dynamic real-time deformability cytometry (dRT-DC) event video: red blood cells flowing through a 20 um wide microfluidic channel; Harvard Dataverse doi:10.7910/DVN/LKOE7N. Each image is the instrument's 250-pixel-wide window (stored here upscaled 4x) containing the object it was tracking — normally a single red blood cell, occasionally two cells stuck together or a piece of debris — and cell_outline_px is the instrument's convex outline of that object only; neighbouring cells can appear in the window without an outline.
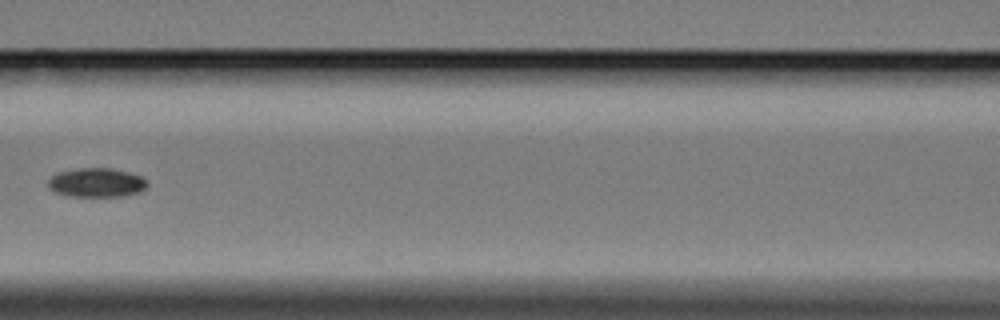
{"species": "Egyptian fruit bat (a non-hibernating species)", "species_latin": "Rousettus aegyptiacus", "temperature_condition": "cold", "stored_images_in_passage": 12, "segment_of_instrument_passage": [1, 2], "camera_frame_rate_fps": 3000, "um_per_image_px": 0.085, "animal": {"sex": "female"}, "frame": {"image": 1, "passage_image": 3, "time_ms": 2.667, "image_size_px": [1000, 320], "cell_outline_px": [[148, 184], [140, 192], [124, 196], [68, 196], [56, 192], [48, 188], [48, 180], [52, 176], [60, 172], [80, 168], [112, 168], [128, 172], [140, 176], [148, 180]], "centroid_in_image_um": [8.22, 15.52], "position_along_channel_um": 158.4, "area_um2": 16.76}}
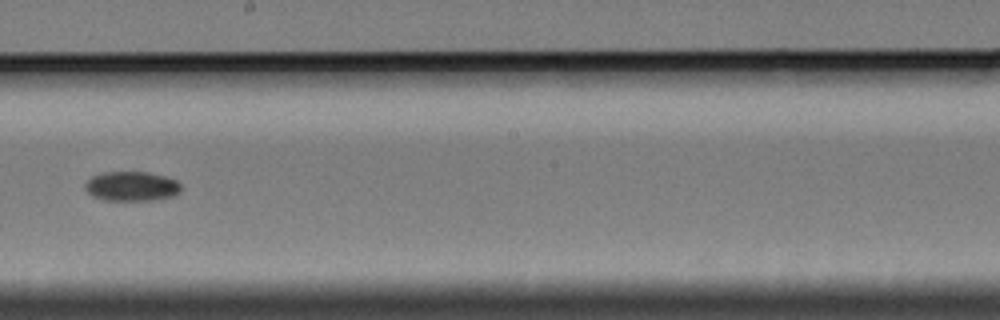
{"frame": {"image": 2, "passage_image": 5, "time_ms": 5.0, "image_size_px": [1000, 320], "cell_outline_px": [[180, 192], [172, 196], [156, 200], [104, 200], [92, 196], [84, 188], [84, 184], [92, 176], [104, 172], [148, 172], [164, 176], [176, 180], [180, 184]], "centroid_in_image_um": [11.17, 15.83], "position_along_channel_um": 237.0, "area_um2": 16.53}}
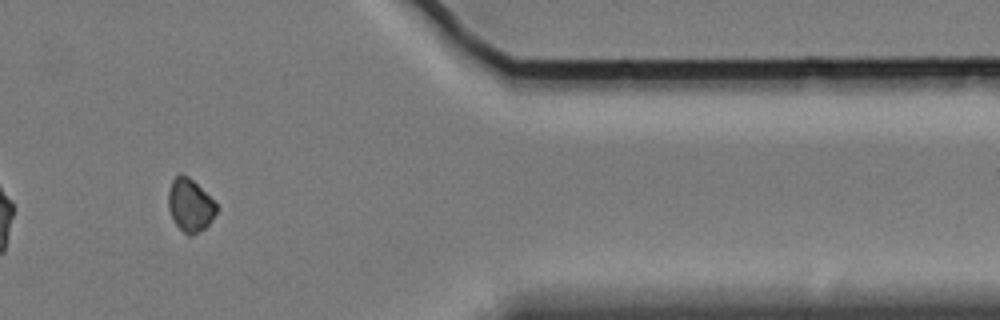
{"frame": {"image": 3, "passage_image": 9, "time_ms": 10.333, "image_size_px": [1000, 320], "cell_outline_px": [[216, 212], [212, 220], [204, 228], [192, 236], [188, 236], [176, 224], [168, 208], [168, 192], [172, 180], [180, 172], [188, 176], [216, 204]], "centroid_in_image_um": [16.13, 17.44], "position_along_channel_um": 395.3, "area_um2": 14.51}}